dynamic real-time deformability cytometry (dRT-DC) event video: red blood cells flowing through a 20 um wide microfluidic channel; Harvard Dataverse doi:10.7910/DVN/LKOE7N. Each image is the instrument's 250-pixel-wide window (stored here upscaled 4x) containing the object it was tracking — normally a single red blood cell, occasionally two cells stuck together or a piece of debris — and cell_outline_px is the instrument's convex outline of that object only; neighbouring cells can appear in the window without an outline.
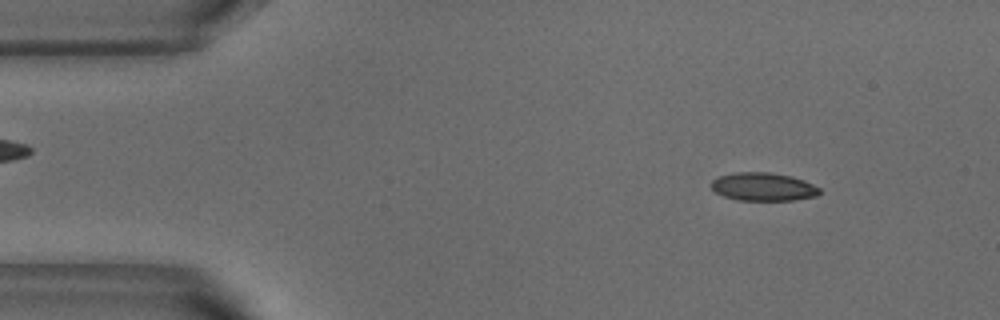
{"species": "common noctule bat (a hibernating species)", "species_latin": "Nyctalus noctula", "temperature_condition": "warm", "stored_images_in_passage": 52, "camera_frame_rate_fps": 3000, "um_per_image_px": 0.085, "animal": {"sex": "male", "body_mass_g": 18.8}, "frame": {"image": 1, "passage_image": 6, "time_ms": 1.667, "image_size_px": [1000, 320], "cell_outline_px": [[820, 192], [816, 196], [792, 200], [736, 200], [724, 196], [716, 192], [712, 188], [712, 180], [720, 176], [736, 172], [768, 172], [792, 176], [804, 180], [820, 188]], "centroid_in_image_um": [64.88, 15.87], "position_along_channel_um": 20.1, "area_um2": 17.69}}
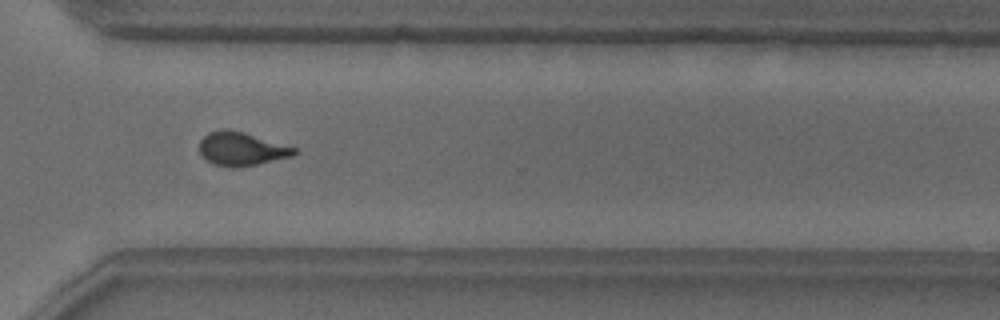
{"frame": {"image": 2, "passage_image": 38, "time_ms": 12.333, "image_size_px": [1000, 320], "cell_outline_px": [[300, 152], [292, 156], [256, 164], [232, 168], [212, 164], [200, 156], [200, 140], [208, 132], [224, 128], [228, 128], [244, 132], [296, 148]], "centroid_in_image_um": [20.49, 12.65], "position_along_channel_um": 350.1, "area_um2": 18.61}}
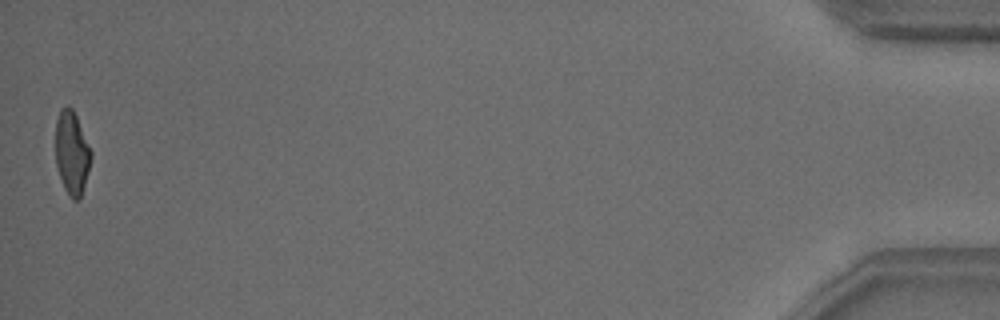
{"frame": {"image": 3, "passage_image": 52, "time_ms": 17.0, "image_size_px": [1000, 320], "cell_outline_px": [[92, 156], [80, 200], [72, 200], [68, 196], [64, 188], [56, 164], [56, 120], [60, 108], [68, 104], [72, 108], [76, 116], [92, 152]], "centroid_in_image_um": [6.1, 12.99], "position_along_channel_um": 429.1, "area_um2": 17.22}, "authors_computed_cell_mechanics": {"area_um2": 18.4382, "velocity_mm_per_s": 3.7914, "shape_relaxation_time_tau1_ms": 5.8107, "shape_relaxation_time_tau2_ms": 1.4144, "deformation_change_tau1": 0.2024, "deformation_change_tau2": 0.0977}}